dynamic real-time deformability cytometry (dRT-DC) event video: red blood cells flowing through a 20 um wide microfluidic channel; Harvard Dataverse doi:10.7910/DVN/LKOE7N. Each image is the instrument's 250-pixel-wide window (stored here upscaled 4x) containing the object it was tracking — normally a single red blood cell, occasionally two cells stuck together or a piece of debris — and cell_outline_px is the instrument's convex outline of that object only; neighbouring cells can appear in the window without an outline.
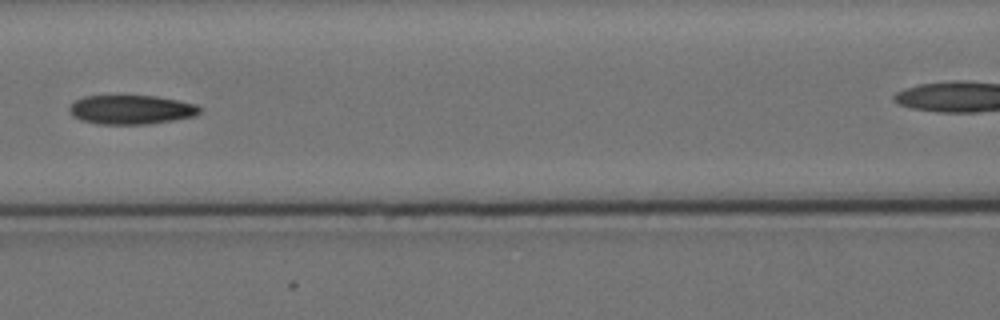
{"species": "Egyptian fruit bat (a non-hibernating species)", "species_latin": "Rousettus aegyptiacus", "temperature_condition": "cold", "stored_images_in_passage": 7, "camera_frame_rate_fps": 3000, "um_per_image_px": 0.085, "animal": {"sex": "female"}, "frame": {"image": 1, "passage_image": 6, "time_ms": 6.0, "image_size_px": [1000, 320], "cell_outline_px": [[200, 112], [196, 116], [148, 124], [100, 124], [80, 120], [72, 116], [68, 108], [76, 100], [84, 96], [156, 96], [196, 104], [200, 108]], "centroid_in_image_um": [11.14, 9.32], "position_along_channel_um": 155.5, "area_um2": 22.02}}